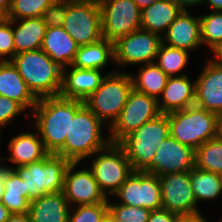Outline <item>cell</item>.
<instances>
[{
  "mask_svg": "<svg viewBox=\"0 0 222 222\" xmlns=\"http://www.w3.org/2000/svg\"><path fill=\"white\" fill-rule=\"evenodd\" d=\"M83 104V101L60 95L38 99L32 110L33 125L48 153L55 154L64 145L70 120Z\"/></svg>",
  "mask_w": 222,
  "mask_h": 222,
  "instance_id": "1",
  "label": "cell"
},
{
  "mask_svg": "<svg viewBox=\"0 0 222 222\" xmlns=\"http://www.w3.org/2000/svg\"><path fill=\"white\" fill-rule=\"evenodd\" d=\"M105 127L107 126L83 104L70 120L69 135H66L64 145L55 154L71 163H84V159L87 160L110 143L109 136L104 137L105 133H102Z\"/></svg>",
  "mask_w": 222,
  "mask_h": 222,
  "instance_id": "2",
  "label": "cell"
},
{
  "mask_svg": "<svg viewBox=\"0 0 222 222\" xmlns=\"http://www.w3.org/2000/svg\"><path fill=\"white\" fill-rule=\"evenodd\" d=\"M11 62L37 99L60 94L62 68L43 50L37 49L18 53Z\"/></svg>",
  "mask_w": 222,
  "mask_h": 222,
  "instance_id": "3",
  "label": "cell"
},
{
  "mask_svg": "<svg viewBox=\"0 0 222 222\" xmlns=\"http://www.w3.org/2000/svg\"><path fill=\"white\" fill-rule=\"evenodd\" d=\"M54 18L78 46L95 43L103 38L99 1H58Z\"/></svg>",
  "mask_w": 222,
  "mask_h": 222,
  "instance_id": "4",
  "label": "cell"
},
{
  "mask_svg": "<svg viewBox=\"0 0 222 222\" xmlns=\"http://www.w3.org/2000/svg\"><path fill=\"white\" fill-rule=\"evenodd\" d=\"M70 163L61 155L48 153L43 159L19 167L0 164L13 169L23 179L31 202L44 194L63 191L65 172Z\"/></svg>",
  "mask_w": 222,
  "mask_h": 222,
  "instance_id": "5",
  "label": "cell"
},
{
  "mask_svg": "<svg viewBox=\"0 0 222 222\" xmlns=\"http://www.w3.org/2000/svg\"><path fill=\"white\" fill-rule=\"evenodd\" d=\"M111 70L101 85L83 102L107 126L117 120L133 89L131 73Z\"/></svg>",
  "mask_w": 222,
  "mask_h": 222,
  "instance_id": "6",
  "label": "cell"
},
{
  "mask_svg": "<svg viewBox=\"0 0 222 222\" xmlns=\"http://www.w3.org/2000/svg\"><path fill=\"white\" fill-rule=\"evenodd\" d=\"M170 135L167 114L161 113L127 135L119 144L134 171H144L153 161L157 148Z\"/></svg>",
  "mask_w": 222,
  "mask_h": 222,
  "instance_id": "7",
  "label": "cell"
},
{
  "mask_svg": "<svg viewBox=\"0 0 222 222\" xmlns=\"http://www.w3.org/2000/svg\"><path fill=\"white\" fill-rule=\"evenodd\" d=\"M167 116L170 135L194 150L217 137L219 116L196 105L167 113Z\"/></svg>",
  "mask_w": 222,
  "mask_h": 222,
  "instance_id": "8",
  "label": "cell"
},
{
  "mask_svg": "<svg viewBox=\"0 0 222 222\" xmlns=\"http://www.w3.org/2000/svg\"><path fill=\"white\" fill-rule=\"evenodd\" d=\"M90 163L89 169L108 198L134 171L119 143H109L105 148L95 152Z\"/></svg>",
  "mask_w": 222,
  "mask_h": 222,
  "instance_id": "9",
  "label": "cell"
},
{
  "mask_svg": "<svg viewBox=\"0 0 222 222\" xmlns=\"http://www.w3.org/2000/svg\"><path fill=\"white\" fill-rule=\"evenodd\" d=\"M159 114L157 99L133 88L119 117L107 131L110 143H120L131 132Z\"/></svg>",
  "mask_w": 222,
  "mask_h": 222,
  "instance_id": "10",
  "label": "cell"
},
{
  "mask_svg": "<svg viewBox=\"0 0 222 222\" xmlns=\"http://www.w3.org/2000/svg\"><path fill=\"white\" fill-rule=\"evenodd\" d=\"M102 37L114 43L141 29V9L134 0H100Z\"/></svg>",
  "mask_w": 222,
  "mask_h": 222,
  "instance_id": "11",
  "label": "cell"
},
{
  "mask_svg": "<svg viewBox=\"0 0 222 222\" xmlns=\"http://www.w3.org/2000/svg\"><path fill=\"white\" fill-rule=\"evenodd\" d=\"M162 37L139 29L113 43L114 64L118 66L145 65L155 62Z\"/></svg>",
  "mask_w": 222,
  "mask_h": 222,
  "instance_id": "12",
  "label": "cell"
},
{
  "mask_svg": "<svg viewBox=\"0 0 222 222\" xmlns=\"http://www.w3.org/2000/svg\"><path fill=\"white\" fill-rule=\"evenodd\" d=\"M112 197L118 199L120 204L150 211L162 208L158 176L145 171H133Z\"/></svg>",
  "mask_w": 222,
  "mask_h": 222,
  "instance_id": "13",
  "label": "cell"
},
{
  "mask_svg": "<svg viewBox=\"0 0 222 222\" xmlns=\"http://www.w3.org/2000/svg\"><path fill=\"white\" fill-rule=\"evenodd\" d=\"M162 208L177 215L201 213L191 187L189 171L158 176Z\"/></svg>",
  "mask_w": 222,
  "mask_h": 222,
  "instance_id": "14",
  "label": "cell"
},
{
  "mask_svg": "<svg viewBox=\"0 0 222 222\" xmlns=\"http://www.w3.org/2000/svg\"><path fill=\"white\" fill-rule=\"evenodd\" d=\"M79 163H70L64 177L63 193L71 207L108 202L94 175L87 167L76 169Z\"/></svg>",
  "mask_w": 222,
  "mask_h": 222,
  "instance_id": "15",
  "label": "cell"
},
{
  "mask_svg": "<svg viewBox=\"0 0 222 222\" xmlns=\"http://www.w3.org/2000/svg\"><path fill=\"white\" fill-rule=\"evenodd\" d=\"M195 167V150L169 135L157 148L152 163L144 170L162 176L168 173L186 172Z\"/></svg>",
  "mask_w": 222,
  "mask_h": 222,
  "instance_id": "16",
  "label": "cell"
},
{
  "mask_svg": "<svg viewBox=\"0 0 222 222\" xmlns=\"http://www.w3.org/2000/svg\"><path fill=\"white\" fill-rule=\"evenodd\" d=\"M195 79V105L222 115V63L215 57L205 62Z\"/></svg>",
  "mask_w": 222,
  "mask_h": 222,
  "instance_id": "17",
  "label": "cell"
},
{
  "mask_svg": "<svg viewBox=\"0 0 222 222\" xmlns=\"http://www.w3.org/2000/svg\"><path fill=\"white\" fill-rule=\"evenodd\" d=\"M190 12L191 9L181 11L162 36V43L189 52L202 46L200 17Z\"/></svg>",
  "mask_w": 222,
  "mask_h": 222,
  "instance_id": "18",
  "label": "cell"
},
{
  "mask_svg": "<svg viewBox=\"0 0 222 222\" xmlns=\"http://www.w3.org/2000/svg\"><path fill=\"white\" fill-rule=\"evenodd\" d=\"M107 74L104 75L101 70L80 69L70 65L62 69V87L59 95L84 101L101 85Z\"/></svg>",
  "mask_w": 222,
  "mask_h": 222,
  "instance_id": "19",
  "label": "cell"
},
{
  "mask_svg": "<svg viewBox=\"0 0 222 222\" xmlns=\"http://www.w3.org/2000/svg\"><path fill=\"white\" fill-rule=\"evenodd\" d=\"M78 47L59 22L52 18L48 23L41 50L64 69L73 63Z\"/></svg>",
  "mask_w": 222,
  "mask_h": 222,
  "instance_id": "20",
  "label": "cell"
},
{
  "mask_svg": "<svg viewBox=\"0 0 222 222\" xmlns=\"http://www.w3.org/2000/svg\"><path fill=\"white\" fill-rule=\"evenodd\" d=\"M160 113H170L195 105V80L187 74L169 76L166 86L158 98Z\"/></svg>",
  "mask_w": 222,
  "mask_h": 222,
  "instance_id": "21",
  "label": "cell"
},
{
  "mask_svg": "<svg viewBox=\"0 0 222 222\" xmlns=\"http://www.w3.org/2000/svg\"><path fill=\"white\" fill-rule=\"evenodd\" d=\"M34 133L24 131L12 137L7 147L9 156L3 157L2 155L0 163H4L7 159L15 167H19L43 159L48 152L45 150L38 132L35 130Z\"/></svg>",
  "mask_w": 222,
  "mask_h": 222,
  "instance_id": "22",
  "label": "cell"
},
{
  "mask_svg": "<svg viewBox=\"0 0 222 222\" xmlns=\"http://www.w3.org/2000/svg\"><path fill=\"white\" fill-rule=\"evenodd\" d=\"M54 17L12 19L15 55L41 49L49 21Z\"/></svg>",
  "mask_w": 222,
  "mask_h": 222,
  "instance_id": "23",
  "label": "cell"
},
{
  "mask_svg": "<svg viewBox=\"0 0 222 222\" xmlns=\"http://www.w3.org/2000/svg\"><path fill=\"white\" fill-rule=\"evenodd\" d=\"M71 206L63 191L44 194L30 202L31 222H68Z\"/></svg>",
  "mask_w": 222,
  "mask_h": 222,
  "instance_id": "24",
  "label": "cell"
},
{
  "mask_svg": "<svg viewBox=\"0 0 222 222\" xmlns=\"http://www.w3.org/2000/svg\"><path fill=\"white\" fill-rule=\"evenodd\" d=\"M0 95L20 103L27 111L38 101L11 61L0 62Z\"/></svg>",
  "mask_w": 222,
  "mask_h": 222,
  "instance_id": "25",
  "label": "cell"
},
{
  "mask_svg": "<svg viewBox=\"0 0 222 222\" xmlns=\"http://www.w3.org/2000/svg\"><path fill=\"white\" fill-rule=\"evenodd\" d=\"M183 9L174 0H158L141 10V29L163 36Z\"/></svg>",
  "mask_w": 222,
  "mask_h": 222,
  "instance_id": "26",
  "label": "cell"
},
{
  "mask_svg": "<svg viewBox=\"0 0 222 222\" xmlns=\"http://www.w3.org/2000/svg\"><path fill=\"white\" fill-rule=\"evenodd\" d=\"M114 63L113 43L101 38L95 43L79 46L72 66L80 69L103 70Z\"/></svg>",
  "mask_w": 222,
  "mask_h": 222,
  "instance_id": "27",
  "label": "cell"
},
{
  "mask_svg": "<svg viewBox=\"0 0 222 222\" xmlns=\"http://www.w3.org/2000/svg\"><path fill=\"white\" fill-rule=\"evenodd\" d=\"M1 203L13 213L29 212V192L25 182L13 170L4 167V193Z\"/></svg>",
  "mask_w": 222,
  "mask_h": 222,
  "instance_id": "28",
  "label": "cell"
},
{
  "mask_svg": "<svg viewBox=\"0 0 222 222\" xmlns=\"http://www.w3.org/2000/svg\"><path fill=\"white\" fill-rule=\"evenodd\" d=\"M138 67L139 70L137 74L132 75V72H130L133 88L138 92L158 100L166 86L169 76L166 75L155 62Z\"/></svg>",
  "mask_w": 222,
  "mask_h": 222,
  "instance_id": "29",
  "label": "cell"
},
{
  "mask_svg": "<svg viewBox=\"0 0 222 222\" xmlns=\"http://www.w3.org/2000/svg\"><path fill=\"white\" fill-rule=\"evenodd\" d=\"M189 176L197 206L200 202L216 200L222 196L218 173L194 167L189 170Z\"/></svg>",
  "mask_w": 222,
  "mask_h": 222,
  "instance_id": "30",
  "label": "cell"
},
{
  "mask_svg": "<svg viewBox=\"0 0 222 222\" xmlns=\"http://www.w3.org/2000/svg\"><path fill=\"white\" fill-rule=\"evenodd\" d=\"M58 0H11V6L5 18L26 19L54 17Z\"/></svg>",
  "mask_w": 222,
  "mask_h": 222,
  "instance_id": "31",
  "label": "cell"
},
{
  "mask_svg": "<svg viewBox=\"0 0 222 222\" xmlns=\"http://www.w3.org/2000/svg\"><path fill=\"white\" fill-rule=\"evenodd\" d=\"M189 51L161 43L155 63L168 76H182L189 63ZM182 73V74H181Z\"/></svg>",
  "mask_w": 222,
  "mask_h": 222,
  "instance_id": "32",
  "label": "cell"
},
{
  "mask_svg": "<svg viewBox=\"0 0 222 222\" xmlns=\"http://www.w3.org/2000/svg\"><path fill=\"white\" fill-rule=\"evenodd\" d=\"M195 167L214 173L222 172V139L218 136L195 150Z\"/></svg>",
  "mask_w": 222,
  "mask_h": 222,
  "instance_id": "33",
  "label": "cell"
},
{
  "mask_svg": "<svg viewBox=\"0 0 222 222\" xmlns=\"http://www.w3.org/2000/svg\"><path fill=\"white\" fill-rule=\"evenodd\" d=\"M202 46L209 47L213 55L222 48V11L200 15Z\"/></svg>",
  "mask_w": 222,
  "mask_h": 222,
  "instance_id": "34",
  "label": "cell"
},
{
  "mask_svg": "<svg viewBox=\"0 0 222 222\" xmlns=\"http://www.w3.org/2000/svg\"><path fill=\"white\" fill-rule=\"evenodd\" d=\"M108 198V212L121 222H148L150 210L111 202Z\"/></svg>",
  "mask_w": 222,
  "mask_h": 222,
  "instance_id": "35",
  "label": "cell"
},
{
  "mask_svg": "<svg viewBox=\"0 0 222 222\" xmlns=\"http://www.w3.org/2000/svg\"><path fill=\"white\" fill-rule=\"evenodd\" d=\"M71 208L68 222H100L108 213V202Z\"/></svg>",
  "mask_w": 222,
  "mask_h": 222,
  "instance_id": "36",
  "label": "cell"
},
{
  "mask_svg": "<svg viewBox=\"0 0 222 222\" xmlns=\"http://www.w3.org/2000/svg\"><path fill=\"white\" fill-rule=\"evenodd\" d=\"M14 56L12 19L0 18V62L11 61Z\"/></svg>",
  "mask_w": 222,
  "mask_h": 222,
  "instance_id": "37",
  "label": "cell"
},
{
  "mask_svg": "<svg viewBox=\"0 0 222 222\" xmlns=\"http://www.w3.org/2000/svg\"><path fill=\"white\" fill-rule=\"evenodd\" d=\"M26 109L18 102L0 95V132L10 124H15L14 119L24 114Z\"/></svg>",
  "mask_w": 222,
  "mask_h": 222,
  "instance_id": "38",
  "label": "cell"
},
{
  "mask_svg": "<svg viewBox=\"0 0 222 222\" xmlns=\"http://www.w3.org/2000/svg\"><path fill=\"white\" fill-rule=\"evenodd\" d=\"M179 215L160 208L150 212L148 222H174Z\"/></svg>",
  "mask_w": 222,
  "mask_h": 222,
  "instance_id": "39",
  "label": "cell"
},
{
  "mask_svg": "<svg viewBox=\"0 0 222 222\" xmlns=\"http://www.w3.org/2000/svg\"><path fill=\"white\" fill-rule=\"evenodd\" d=\"M174 222H209L207 219L201 214L194 215H179Z\"/></svg>",
  "mask_w": 222,
  "mask_h": 222,
  "instance_id": "40",
  "label": "cell"
},
{
  "mask_svg": "<svg viewBox=\"0 0 222 222\" xmlns=\"http://www.w3.org/2000/svg\"><path fill=\"white\" fill-rule=\"evenodd\" d=\"M182 9L189 10L191 7L202 5V0H174Z\"/></svg>",
  "mask_w": 222,
  "mask_h": 222,
  "instance_id": "41",
  "label": "cell"
},
{
  "mask_svg": "<svg viewBox=\"0 0 222 222\" xmlns=\"http://www.w3.org/2000/svg\"><path fill=\"white\" fill-rule=\"evenodd\" d=\"M6 222H31L29 213H13Z\"/></svg>",
  "mask_w": 222,
  "mask_h": 222,
  "instance_id": "42",
  "label": "cell"
},
{
  "mask_svg": "<svg viewBox=\"0 0 222 222\" xmlns=\"http://www.w3.org/2000/svg\"><path fill=\"white\" fill-rule=\"evenodd\" d=\"M11 6V0H0V18H5Z\"/></svg>",
  "mask_w": 222,
  "mask_h": 222,
  "instance_id": "43",
  "label": "cell"
},
{
  "mask_svg": "<svg viewBox=\"0 0 222 222\" xmlns=\"http://www.w3.org/2000/svg\"><path fill=\"white\" fill-rule=\"evenodd\" d=\"M207 3L211 11H222V0H202L203 3Z\"/></svg>",
  "mask_w": 222,
  "mask_h": 222,
  "instance_id": "44",
  "label": "cell"
},
{
  "mask_svg": "<svg viewBox=\"0 0 222 222\" xmlns=\"http://www.w3.org/2000/svg\"><path fill=\"white\" fill-rule=\"evenodd\" d=\"M12 213L0 202V222H6Z\"/></svg>",
  "mask_w": 222,
  "mask_h": 222,
  "instance_id": "45",
  "label": "cell"
},
{
  "mask_svg": "<svg viewBox=\"0 0 222 222\" xmlns=\"http://www.w3.org/2000/svg\"><path fill=\"white\" fill-rule=\"evenodd\" d=\"M155 1L158 0H134V2L136 3V5L142 10L145 7L150 6L152 3H154Z\"/></svg>",
  "mask_w": 222,
  "mask_h": 222,
  "instance_id": "46",
  "label": "cell"
},
{
  "mask_svg": "<svg viewBox=\"0 0 222 222\" xmlns=\"http://www.w3.org/2000/svg\"><path fill=\"white\" fill-rule=\"evenodd\" d=\"M4 193V167L0 165V202Z\"/></svg>",
  "mask_w": 222,
  "mask_h": 222,
  "instance_id": "47",
  "label": "cell"
},
{
  "mask_svg": "<svg viewBox=\"0 0 222 222\" xmlns=\"http://www.w3.org/2000/svg\"><path fill=\"white\" fill-rule=\"evenodd\" d=\"M217 136L222 139V115L218 117V130H217Z\"/></svg>",
  "mask_w": 222,
  "mask_h": 222,
  "instance_id": "48",
  "label": "cell"
},
{
  "mask_svg": "<svg viewBox=\"0 0 222 222\" xmlns=\"http://www.w3.org/2000/svg\"><path fill=\"white\" fill-rule=\"evenodd\" d=\"M213 56L216 57V59H218L222 63V48L218 52H216Z\"/></svg>",
  "mask_w": 222,
  "mask_h": 222,
  "instance_id": "49",
  "label": "cell"
},
{
  "mask_svg": "<svg viewBox=\"0 0 222 222\" xmlns=\"http://www.w3.org/2000/svg\"><path fill=\"white\" fill-rule=\"evenodd\" d=\"M107 220L109 222H121V221H118L114 216H112L109 212L107 213Z\"/></svg>",
  "mask_w": 222,
  "mask_h": 222,
  "instance_id": "50",
  "label": "cell"
},
{
  "mask_svg": "<svg viewBox=\"0 0 222 222\" xmlns=\"http://www.w3.org/2000/svg\"><path fill=\"white\" fill-rule=\"evenodd\" d=\"M218 176H219V180H220V189L222 192V172L218 173Z\"/></svg>",
  "mask_w": 222,
  "mask_h": 222,
  "instance_id": "51",
  "label": "cell"
},
{
  "mask_svg": "<svg viewBox=\"0 0 222 222\" xmlns=\"http://www.w3.org/2000/svg\"><path fill=\"white\" fill-rule=\"evenodd\" d=\"M100 222H109V221L107 220V214L105 215V217H104L103 219H101Z\"/></svg>",
  "mask_w": 222,
  "mask_h": 222,
  "instance_id": "52",
  "label": "cell"
},
{
  "mask_svg": "<svg viewBox=\"0 0 222 222\" xmlns=\"http://www.w3.org/2000/svg\"><path fill=\"white\" fill-rule=\"evenodd\" d=\"M0 139H1V132H0ZM1 140H0V145H1ZM0 148H1V146H0ZM1 150V149H0ZM0 162H1V157H0ZM1 165V164H0Z\"/></svg>",
  "mask_w": 222,
  "mask_h": 222,
  "instance_id": "53",
  "label": "cell"
}]
</instances>
